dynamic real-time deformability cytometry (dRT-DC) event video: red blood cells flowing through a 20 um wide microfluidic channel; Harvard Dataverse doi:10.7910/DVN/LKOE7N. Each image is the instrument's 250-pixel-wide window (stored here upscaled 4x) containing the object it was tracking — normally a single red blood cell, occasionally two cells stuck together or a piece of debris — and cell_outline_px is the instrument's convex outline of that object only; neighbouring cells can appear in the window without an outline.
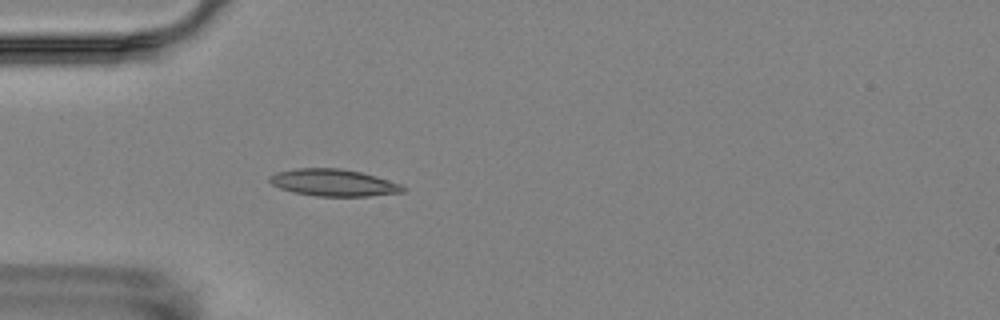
{"species": "Egyptian fruit bat (a non-hibernating species)", "species_latin": "Rousettus aegyptiacus", "temperature_condition": "room temperature", "stored_images_in_passage": 1, "camera_frame_rate_fps": 3000, "um_per_image_px": 0.085, "animal": {"sex": "female"}, "frame": {"image": 1, "passage_image": 1, "time_ms": 0.0, "image_size_px": [1000, 320], "cell_outline_px": [[404, 192], [368, 196], [316, 196], [292, 192], [280, 188], [272, 184], [268, 180], [268, 176], [276, 172], [296, 168], [340, 168], [360, 172], [376, 176], [400, 184], [404, 188]], "centroid_in_image_um": [28.3, 15.52], "position_along_channel_um": 56.7, "area_um2": 20.92}}